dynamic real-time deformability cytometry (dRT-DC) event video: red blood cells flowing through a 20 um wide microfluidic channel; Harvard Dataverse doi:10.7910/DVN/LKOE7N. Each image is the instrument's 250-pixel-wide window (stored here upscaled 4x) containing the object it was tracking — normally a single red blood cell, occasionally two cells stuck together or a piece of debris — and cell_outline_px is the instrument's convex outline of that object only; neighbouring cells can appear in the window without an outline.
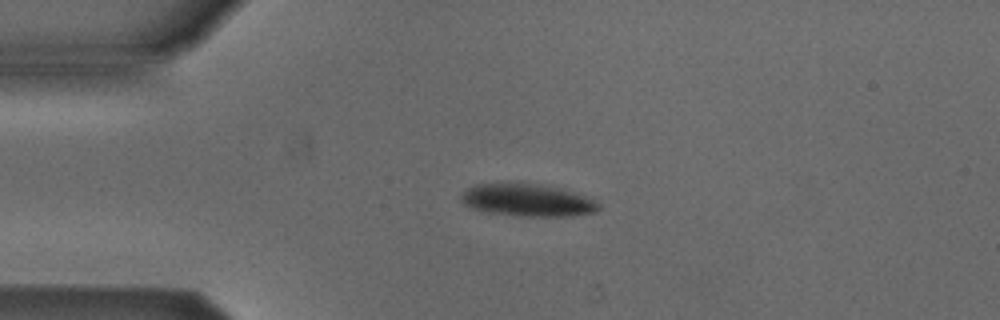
{"species": "Egyptian fruit bat (a non-hibernating species)", "species_latin": "Rousettus aegyptiacus", "temperature_condition": "cold", "stored_images_in_passage": 41, "camera_frame_rate_fps": 3000, "um_per_image_px": 0.085, "animal": {"sex": "male"}, "frame": {"image": 1, "passage_image": 1, "time_ms": 0.0, "image_size_px": [1000, 320], "cell_outline_px": [[600, 208], [596, 212], [572, 216], [516, 216], [484, 212], [464, 204], [460, 200], [460, 196], [468, 188], [476, 184], [528, 184], [560, 188], [584, 196], [600, 204]], "centroid_in_image_um": [44.82, 17.04], "position_along_channel_um": 40.2, "area_um2": 25.55}}
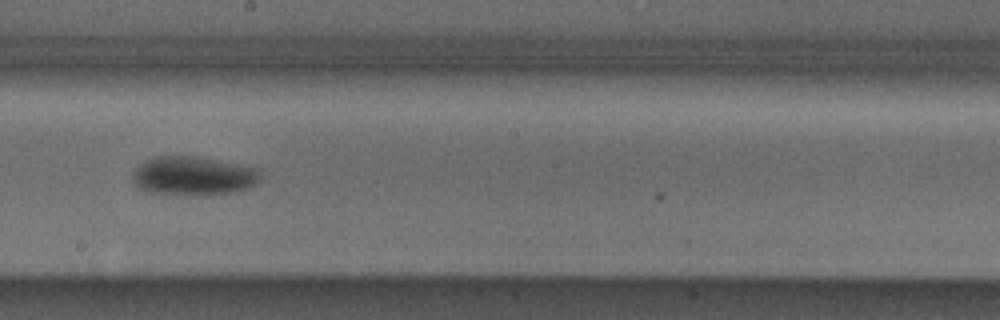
{"frame": {"image": 2, "passage_image": 18, "time_ms": 5.667, "image_size_px": [1000, 320], "cell_outline_px": [[260, 180], [256, 184], [248, 188], [232, 192], [144, 192], [132, 184], [132, 172], [144, 160], [156, 156], [192, 156], [216, 160], [260, 168]], "centroid_in_image_um": [16.39, 14.9], "position_along_channel_um": 231.8, "area_um2": 28.15}}
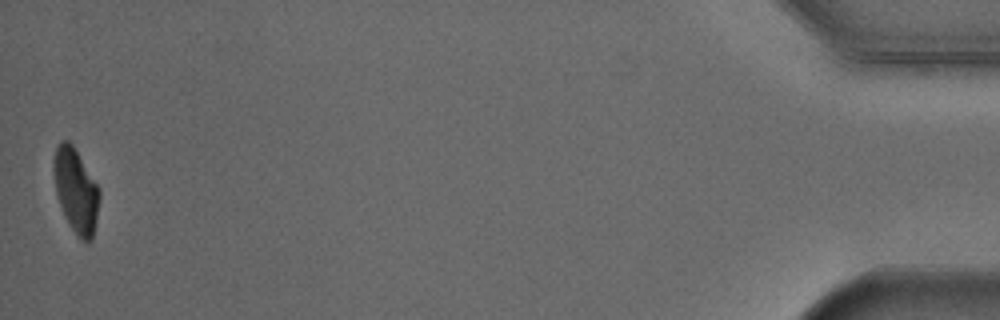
{"frame": {"image": 3, "passage_image": 41, "time_ms": 13.333, "image_size_px": [1000, 320], "cell_outline_px": [[100, 200], [92, 240], [88, 244], [80, 240], [72, 228], [60, 204], [56, 192], [52, 172], [52, 164], [56, 144], [60, 140], [68, 140], [72, 144], [100, 188]], "centroid_in_image_um": [6.45, 16.17], "position_along_channel_um": 428.8, "area_um2": 22.6}, "authors_computed_cell_mechanics": {"area_um2": 27.5706, "velocity_mm_per_s": 3.8552, "shape_relaxation_time_tau1_ms": 2.646, "shape_relaxation_time_tau2_ms": null, "deformation_change_tau1": 0.1086, "deformation_change_tau2": null}}